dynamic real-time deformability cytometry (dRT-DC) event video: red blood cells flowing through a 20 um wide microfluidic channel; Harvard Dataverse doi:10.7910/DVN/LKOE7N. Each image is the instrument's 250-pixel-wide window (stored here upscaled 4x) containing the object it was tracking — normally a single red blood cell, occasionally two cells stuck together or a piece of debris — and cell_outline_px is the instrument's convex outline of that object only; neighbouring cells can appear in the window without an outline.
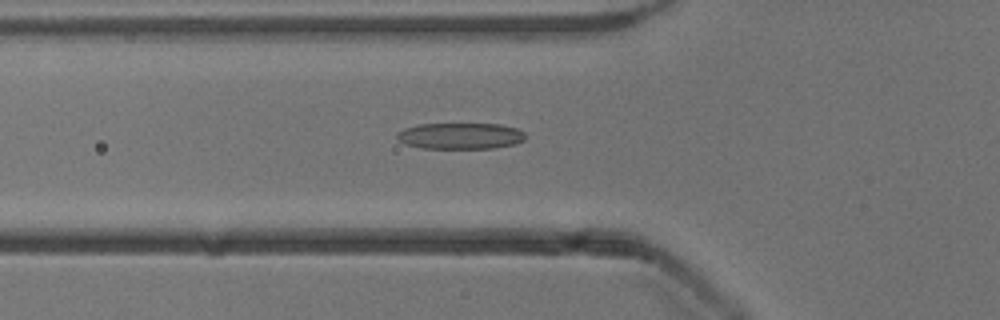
{"species": "common noctule bat (a hibernating species)", "species_latin": "Nyctalus noctula", "temperature_condition": "cold", "stored_images_in_passage": 50, "camera_frame_rate_fps": 3000, "um_per_image_px": 0.085, "animal": {"sex": "male", "body_mass_g": 13.3}, "frame": {"image": 1, "passage_image": 16, "time_ms": 5.0, "image_size_px": [1000, 320], "cell_outline_px": [[524, 140], [516, 144], [492, 148], [424, 148], [404, 144], [396, 140], [396, 132], [404, 128], [420, 124], [500, 124], [516, 128], [524, 132]], "centroid_in_image_um": [39.09, 11.55], "position_along_channel_um": 86.7, "area_um2": 19.71}}
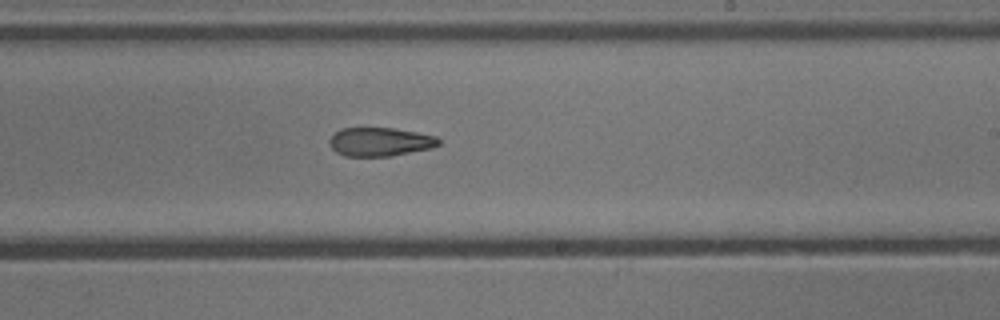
{"frame": {"image": 2, "passage_image": 29, "time_ms": 9.333, "image_size_px": [1000, 320], "cell_outline_px": [[440, 144], [432, 148], [392, 156], [344, 156], [336, 152], [328, 144], [328, 140], [340, 128], [392, 128], [416, 132], [436, 136], [440, 140]], "centroid_in_image_um": [32.29, 12.06], "position_along_channel_um": 256.7, "area_um2": 18.32}}
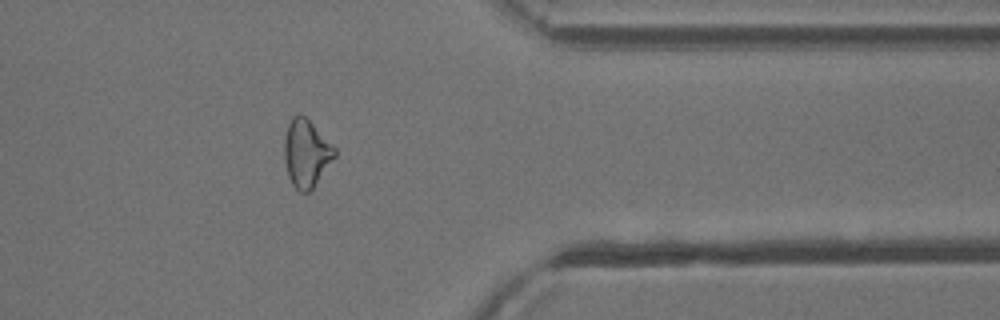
{"frame": {"image": 3, "passage_image": 40, "time_ms": 13.0, "image_size_px": [1000, 320], "cell_outline_px": [[336, 156], [312, 188], [308, 192], [300, 192], [292, 184], [288, 176], [284, 160], [284, 140], [288, 124], [292, 116], [300, 112], [336, 148]], "centroid_in_image_um": [26.02, 13.02], "position_along_channel_um": 385.4, "area_um2": 19.65}, "authors_computed_cell_mechanics": {"area_um2": 19.6809, "velocity_mm_per_s": 3.906, "shape_relaxation_time_tau1_ms": null, "shape_relaxation_time_tau2_ms": 4.7392, "deformation_change_tau1": null, "deformation_change_tau2": 0.1535}}